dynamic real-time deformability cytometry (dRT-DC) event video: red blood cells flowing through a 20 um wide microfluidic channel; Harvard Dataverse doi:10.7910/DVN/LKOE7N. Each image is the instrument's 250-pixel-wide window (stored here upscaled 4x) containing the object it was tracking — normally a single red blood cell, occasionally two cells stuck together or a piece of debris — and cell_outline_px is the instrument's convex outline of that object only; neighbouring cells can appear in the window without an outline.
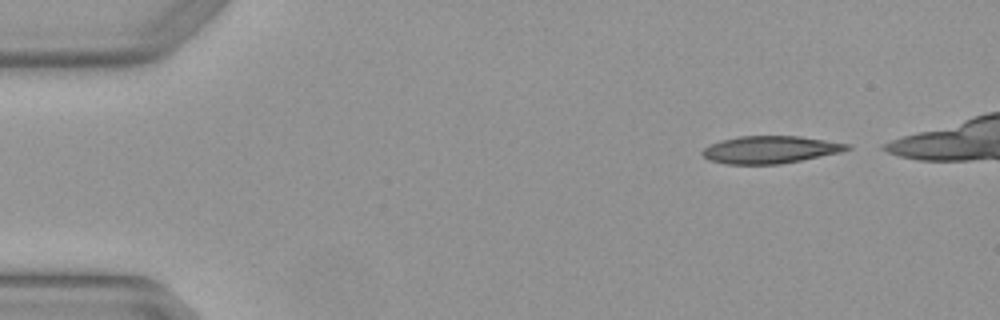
{"species": "Egyptian fruit bat (a non-hibernating species)", "species_latin": "Rousettus aegyptiacus", "temperature_condition": "warm", "stored_images_in_passage": 5, "camera_frame_rate_fps": 3000, "um_per_image_px": 0.085, "animal": {"sex": "female"}, "frame": {"image": 1, "passage_image": 1, "time_ms": 0.0, "image_size_px": [1000, 320], "cell_outline_px": [[852, 148], [840, 152], [780, 164], [724, 164], [708, 160], [700, 152], [704, 148], [720, 140], [740, 136], [800, 136], [852, 144]], "centroid_in_image_um": [65.46, 12.72], "position_along_channel_um": 19.5, "area_um2": 23.12}}
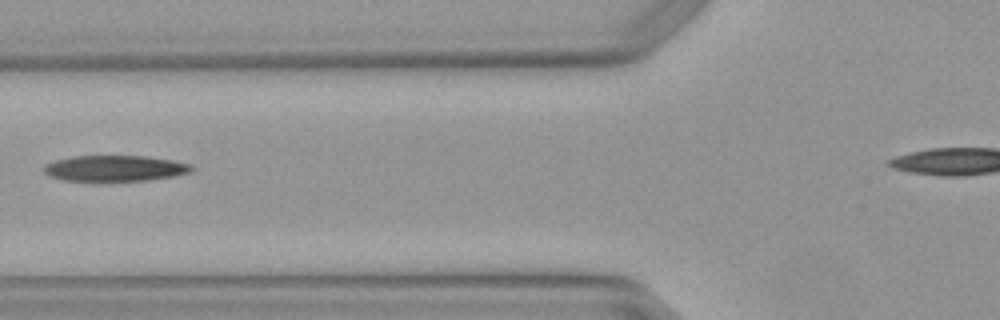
{"frame": {"image": 2, "passage_image": 4, "time_ms": 1.0, "image_size_px": [1000, 320], "cell_outline_px": [[196, 168], [192, 172], [176, 176], [148, 180], [64, 180], [52, 176], [44, 172], [44, 164], [56, 160], [72, 156], [144, 156], [172, 160], [192, 164]], "centroid_in_image_um": [9.85, 14.29], "position_along_channel_um": 116.0, "area_um2": 22.14}}
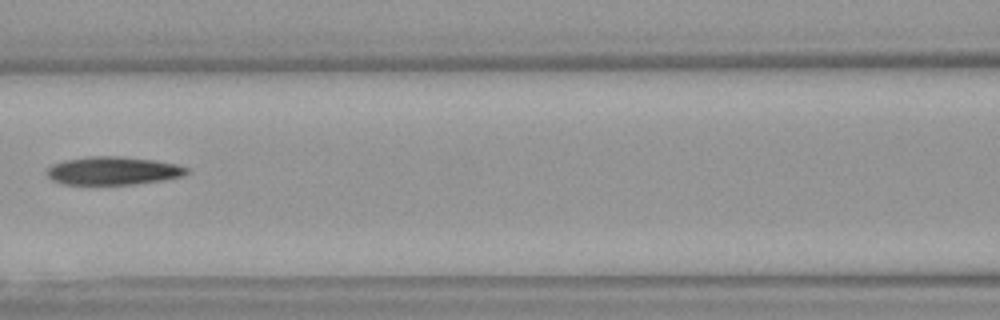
{"frame": {"image": 3, "passage_image": 5, "time_ms": 1.333, "image_size_px": [1000, 320], "cell_outline_px": [[188, 172], [180, 176], [164, 180], [132, 184], [60, 184], [52, 180], [48, 176], [48, 168], [52, 164], [64, 160], [88, 156], [120, 156], [152, 160], [176, 164], [188, 168]], "centroid_in_image_um": [9.57, 14.51], "position_along_channel_um": 157.0, "area_um2": 22.77}}